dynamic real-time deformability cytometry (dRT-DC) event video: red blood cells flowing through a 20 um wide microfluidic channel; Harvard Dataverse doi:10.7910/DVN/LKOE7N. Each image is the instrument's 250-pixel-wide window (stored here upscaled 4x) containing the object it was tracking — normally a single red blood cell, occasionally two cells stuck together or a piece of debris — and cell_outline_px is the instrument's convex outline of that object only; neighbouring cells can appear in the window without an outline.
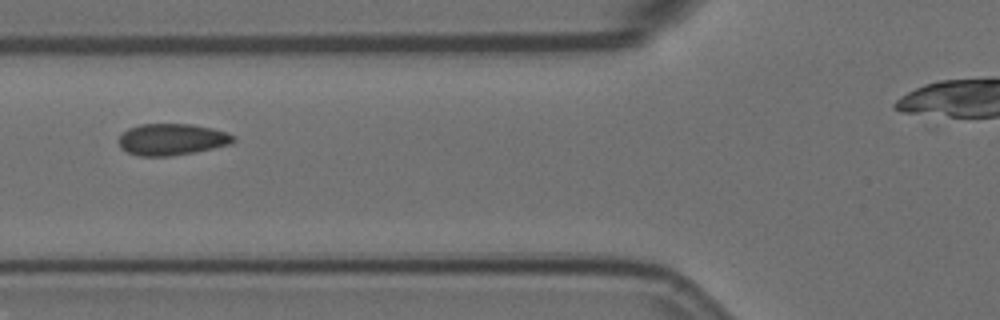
{"species": "Egyptian fruit bat (a non-hibernating species)", "species_latin": "Rousettus aegyptiacus", "temperature_condition": "room temperature", "stored_images_in_passage": 11, "camera_frame_rate_fps": 3000, "um_per_image_px": 0.085, "animal": {"sex": "female"}, "frame": {"image": 1, "passage_image": 7, "time_ms": 2.0, "image_size_px": [1000, 320], "cell_outline_px": [[236, 140], [232, 144], [192, 152], [168, 156], [140, 156], [128, 152], [120, 148], [120, 136], [128, 128], [140, 124], [192, 124], [212, 128], [228, 132], [236, 136]], "centroid_in_image_um": [14.65, 11.84], "position_along_channel_um": 111.2, "area_um2": 21.04}}
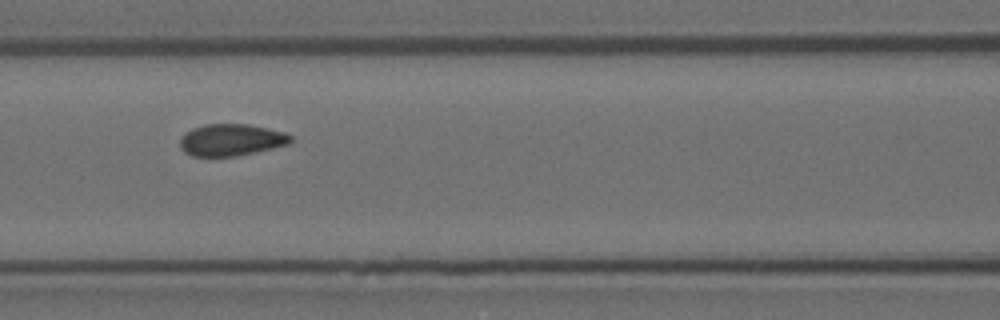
{"frame": {"image": 2, "passage_image": 8, "time_ms": 2.333, "image_size_px": [1000, 320], "cell_outline_px": [[292, 140], [288, 144], [256, 152], [236, 156], [192, 156], [184, 152], [180, 148], [180, 140], [192, 128], [204, 124], [248, 124], [284, 132], [292, 136]], "centroid_in_image_um": [19.65, 11.89], "position_along_channel_um": 147.0, "area_um2": 20.4}}
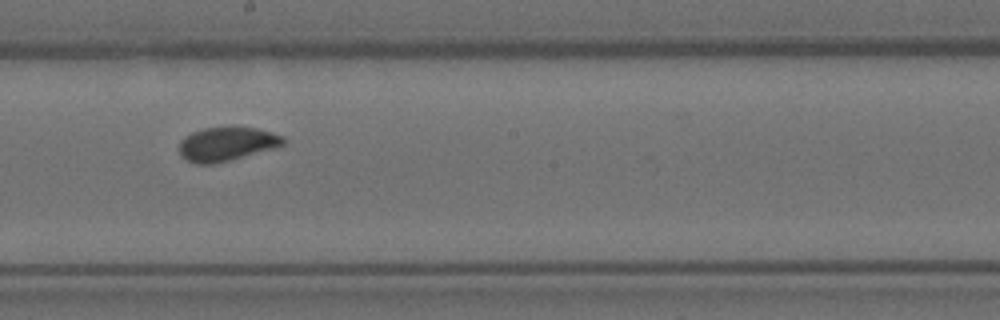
{"frame": {"image": 3, "passage_image": 10, "time_ms": 3.0, "image_size_px": [1000, 320], "cell_outline_px": [[284, 144], [276, 148], [212, 164], [196, 164], [180, 156], [180, 140], [184, 136], [192, 132], [204, 128], [256, 128], [272, 132], [284, 136]], "centroid_in_image_um": [19.27, 12.24], "position_along_channel_um": 228.9, "area_um2": 20.29}}